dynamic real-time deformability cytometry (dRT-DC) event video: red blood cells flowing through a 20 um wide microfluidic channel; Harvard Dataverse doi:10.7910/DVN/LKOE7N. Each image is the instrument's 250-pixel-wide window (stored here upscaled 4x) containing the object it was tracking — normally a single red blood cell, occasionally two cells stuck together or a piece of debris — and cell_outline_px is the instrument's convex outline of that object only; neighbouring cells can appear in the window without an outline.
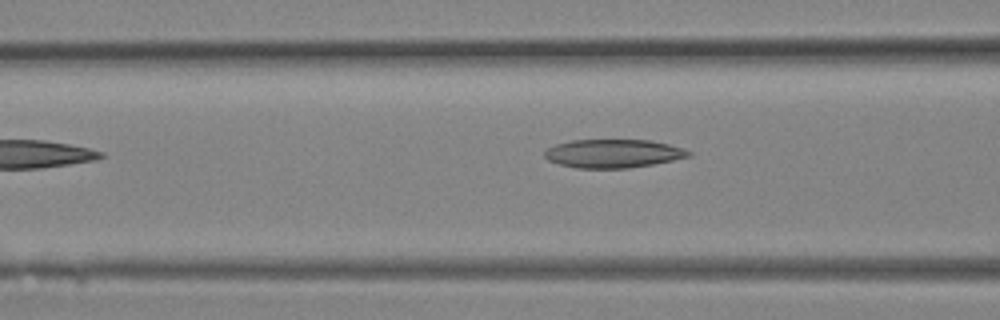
{"species": "Egyptian fruit bat (a non-hibernating species)", "species_latin": "Rousettus aegyptiacus", "temperature_condition": "room temperature", "stored_images_in_passage": 11, "camera_frame_rate_fps": 3000, "um_per_image_px": 0.085, "animal": {"sex": "female"}, "frame": {"image": 1, "passage_image": 11, "time_ms": 3.333, "image_size_px": [1000, 320], "cell_outline_px": [[692, 156], [652, 164], [628, 168], [576, 168], [560, 164], [548, 160], [544, 156], [544, 152], [548, 148], [556, 144], [572, 140], [648, 140], [668, 144], [692, 152]], "centroid_in_image_um": [52.1, 13.05], "position_along_channel_um": 114.5, "area_um2": 23.7}}